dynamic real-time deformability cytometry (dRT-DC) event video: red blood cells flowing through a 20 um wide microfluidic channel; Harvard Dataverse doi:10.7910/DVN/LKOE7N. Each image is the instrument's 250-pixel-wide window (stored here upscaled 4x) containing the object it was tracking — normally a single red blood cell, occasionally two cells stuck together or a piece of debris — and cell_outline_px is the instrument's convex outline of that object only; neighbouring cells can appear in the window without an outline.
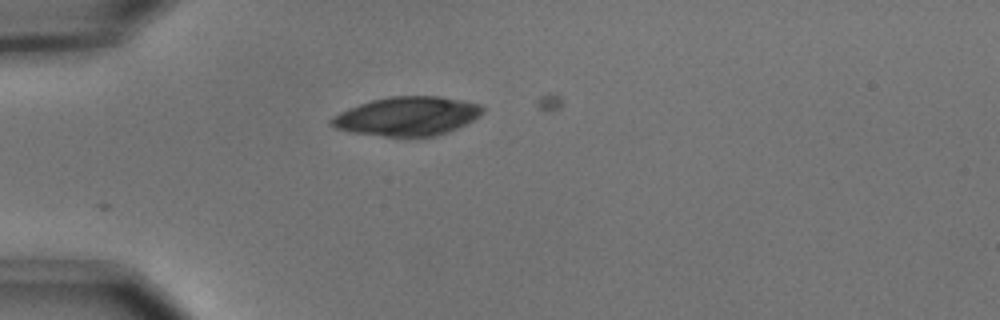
{"species": "common noctule bat (a hibernating species)", "species_latin": "Nyctalus noctula", "temperature_condition": "cold", "stored_images_in_passage": 7, "camera_frame_rate_fps": 3000, "um_per_image_px": 0.085, "animal": {"sex": "male", "body_mass_g": 15.6}, "frame": {"image": 1, "passage_image": 2, "time_ms": 0.333, "image_size_px": [1000, 320], "cell_outline_px": [[484, 112], [480, 116], [456, 128], [432, 136], [384, 136], [352, 132], [336, 128], [328, 124], [328, 120], [332, 116], [348, 108], [372, 100], [388, 96], [440, 96], [464, 100], [480, 104], [484, 108]], "centroid_in_image_um": [34.59, 9.86], "position_along_channel_um": 50.4, "area_um2": 34.16}}